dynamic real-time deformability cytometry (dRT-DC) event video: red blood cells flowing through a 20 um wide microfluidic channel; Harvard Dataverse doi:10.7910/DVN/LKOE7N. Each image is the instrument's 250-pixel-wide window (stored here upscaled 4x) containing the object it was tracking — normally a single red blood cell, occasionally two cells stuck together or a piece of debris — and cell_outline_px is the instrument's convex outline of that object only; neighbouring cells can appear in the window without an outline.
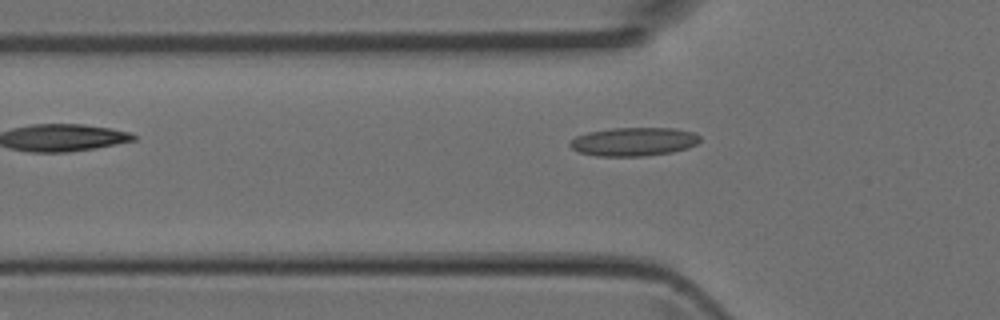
{"species": "Egyptian fruit bat (a non-hibernating species)", "species_latin": "Rousettus aegyptiacus", "temperature_condition": "room temperature", "stored_images_in_passage": 3, "camera_frame_rate_fps": 3000, "um_per_image_px": 0.085, "animal": {"sex": "female"}, "frame": {"image": 1, "passage_image": 3, "time_ms": 0.667, "image_size_px": [1000, 320], "cell_outline_px": [[700, 140], [696, 144], [688, 148], [672, 152], [644, 156], [596, 156], [580, 152], [572, 148], [568, 144], [568, 140], [576, 136], [588, 132], [612, 128], [676, 128], [692, 132], [700, 136]], "centroid_in_image_um": [53.85, 12.04], "position_along_channel_um": 72.0, "area_um2": 21.73}}